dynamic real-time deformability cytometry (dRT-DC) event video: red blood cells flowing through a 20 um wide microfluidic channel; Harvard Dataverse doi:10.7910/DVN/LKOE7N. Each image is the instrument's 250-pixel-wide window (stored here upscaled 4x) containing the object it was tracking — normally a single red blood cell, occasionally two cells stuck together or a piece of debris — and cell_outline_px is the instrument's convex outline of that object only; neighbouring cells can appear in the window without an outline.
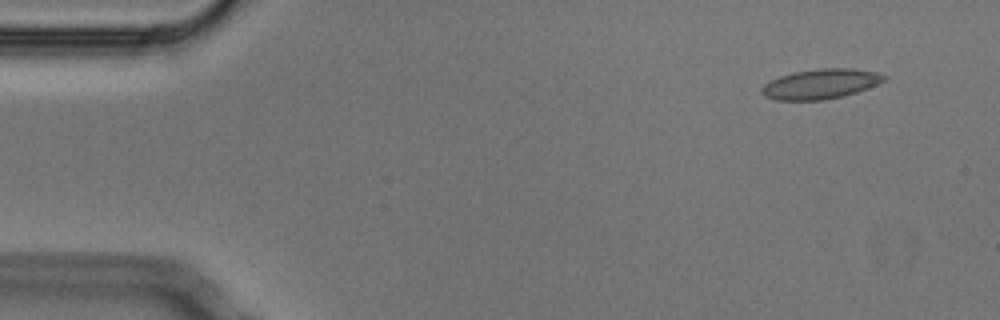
{"species": "Egyptian fruit bat (a non-hibernating species)", "species_latin": "Rousettus aegyptiacus", "temperature_condition": "cold", "stored_images_in_passage": 3, "camera_frame_rate_fps": 3000, "um_per_image_px": 0.085, "animal": {"sex": "male"}, "frame": {"image": 1, "passage_image": 1, "time_ms": 0.0, "image_size_px": [1000, 320], "cell_outline_px": [[888, 76], [884, 80], [876, 84], [856, 92], [824, 100], [776, 100], [764, 96], [760, 92], [760, 88], [764, 84], [780, 76], [792, 72], [816, 68], [848, 68], [876, 72]], "centroid_in_image_um": [69.7, 7.13], "position_along_channel_um": 15.3, "area_um2": 21.21}}
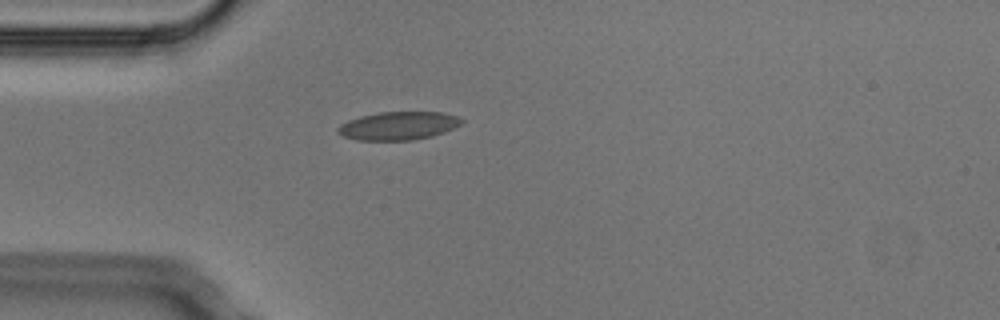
{"frame": {"image": 2, "passage_image": 3, "time_ms": 0.667, "image_size_px": [1000, 320], "cell_outline_px": [[464, 120], [460, 124], [444, 132], [432, 136], [412, 140], [356, 140], [344, 136], [336, 132], [336, 128], [340, 124], [348, 120], [360, 116], [380, 112], [444, 112], [456, 116]], "centroid_in_image_um": [33.83, 10.69], "position_along_channel_um": 51.2, "area_um2": 20.35}}